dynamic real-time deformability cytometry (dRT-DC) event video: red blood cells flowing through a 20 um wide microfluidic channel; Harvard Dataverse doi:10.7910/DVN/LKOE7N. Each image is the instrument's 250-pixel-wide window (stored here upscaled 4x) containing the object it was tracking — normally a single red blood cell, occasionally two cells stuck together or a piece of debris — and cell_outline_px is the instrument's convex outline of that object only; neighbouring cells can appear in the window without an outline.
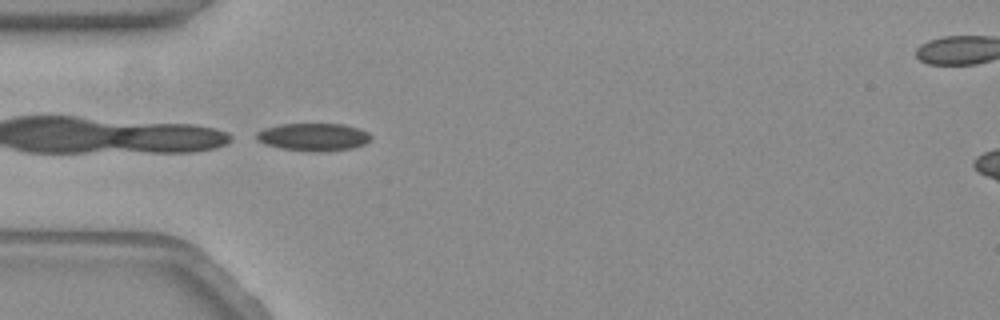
{"species": "common noctule bat (a hibernating species)", "species_latin": "Nyctalus noctula", "temperature_condition": "warm", "stored_images_in_passage": 29, "camera_frame_rate_fps": 3000, "um_per_image_px": 0.085, "animal": {"sex": "female", "body_mass_g": 19.3, "forearm_length_mm": 54.1}, "frame": {"image": 1, "passage_image": 1, "time_ms": 0.0, "image_size_px": [1000, 320], "cell_outline_px": [[372, 140], [364, 144], [352, 148], [324, 152], [312, 152], [280, 148], [264, 144], [256, 140], [256, 132], [264, 128], [280, 124], [344, 124], [360, 128], [368, 132], [372, 136]], "centroid_in_image_um": [26.65, 11.65], "position_along_channel_um": 58.3, "area_um2": 18.79}}
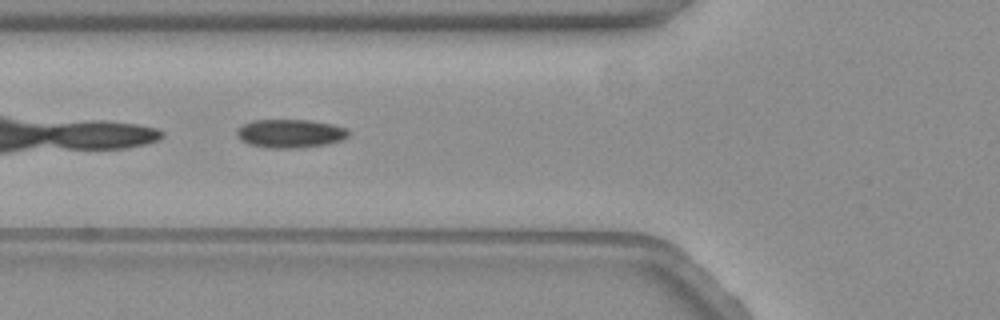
{"frame": {"image": 2, "passage_image": 5, "time_ms": 1.333, "image_size_px": [1000, 320], "cell_outline_px": [[348, 136], [340, 140], [328, 144], [300, 148], [264, 148], [248, 144], [240, 140], [236, 136], [236, 128], [252, 120], [308, 120], [332, 124], [344, 128], [348, 132]], "centroid_in_image_um": [24.6, 11.36], "position_along_channel_um": 101.2, "area_um2": 18.67}, "authors_computed_cell_mechanics": {"area_um2": 18.8428, "velocity_mm_per_s": 3.444, "shape_relaxation_time_tau1_ms": 8.3231, "shape_relaxation_time_tau2_ms": 7.691, "deformation_change_tau1": 0.14, "deformation_change_tau2": 0.1129}}